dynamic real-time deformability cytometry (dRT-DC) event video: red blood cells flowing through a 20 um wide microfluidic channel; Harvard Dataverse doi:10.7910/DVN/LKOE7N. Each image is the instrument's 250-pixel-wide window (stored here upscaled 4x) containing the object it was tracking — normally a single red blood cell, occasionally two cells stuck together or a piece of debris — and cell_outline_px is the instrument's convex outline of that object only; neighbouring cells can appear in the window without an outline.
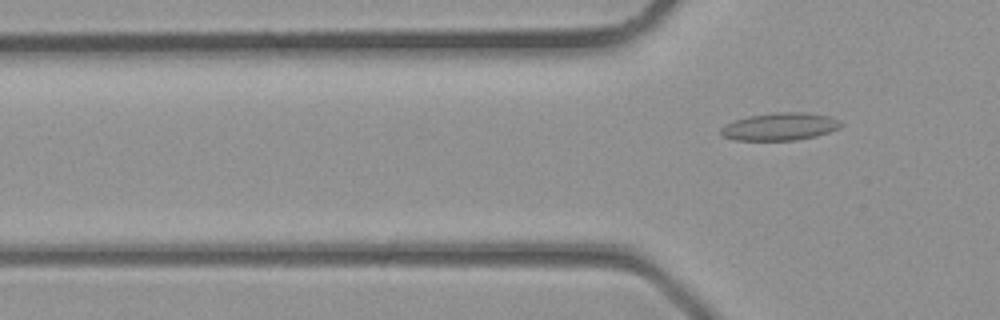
{"species": "common noctule bat (a hibernating species)", "species_latin": "Nyctalus noctula", "temperature_condition": "room temperature", "stored_images_in_passage": 4, "camera_frame_rate_fps": 3000, "um_per_image_px": 0.085, "animal": {"sex": "male", "body_mass_g": 23.1, "forearm_length_mm": 52.7}, "frame": {"image": 1, "passage_image": 4, "time_ms": 1.0, "image_size_px": [1000, 320], "cell_outline_px": [[844, 124], [840, 128], [816, 136], [796, 140], [736, 140], [724, 136], [720, 132], [720, 128], [736, 120], [748, 116], [776, 112], [804, 112], [832, 116], [840, 120]], "centroid_in_image_um": [66.36, 10.75], "position_along_channel_um": 59.4, "area_um2": 19.31}}